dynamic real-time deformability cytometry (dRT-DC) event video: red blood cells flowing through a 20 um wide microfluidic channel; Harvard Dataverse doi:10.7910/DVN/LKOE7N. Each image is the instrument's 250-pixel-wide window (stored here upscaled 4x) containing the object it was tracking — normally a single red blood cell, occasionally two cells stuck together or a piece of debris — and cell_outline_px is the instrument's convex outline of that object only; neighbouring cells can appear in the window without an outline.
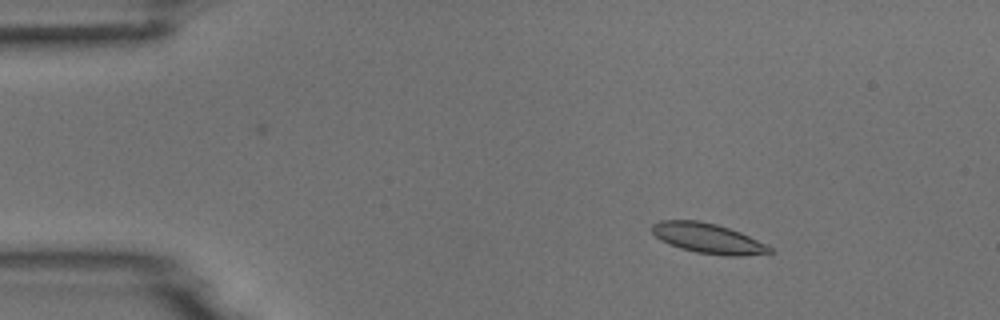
{"species": "common noctule bat (a hibernating species)", "species_latin": "Nyctalus noctula", "temperature_condition": "room temperature", "stored_images_in_passage": 3, "camera_frame_rate_fps": 3000, "um_per_image_px": 0.085, "animal": {"sex": "male", "body_mass_g": 18.8}, "frame": {"image": 1, "passage_image": 1, "time_ms": 0.0, "image_size_px": [1000, 320], "cell_outline_px": [[776, 252], [740, 256], [724, 256], [696, 252], [680, 248], [660, 240], [652, 232], [652, 224], [660, 220], [700, 220], [716, 224], [740, 232], [768, 244]], "centroid_in_image_um": [60.21, 20.26], "position_along_channel_um": 24.8, "area_um2": 20.75}}